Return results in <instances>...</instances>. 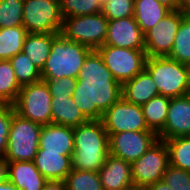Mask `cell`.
<instances>
[{
  "instance_id": "22",
  "label": "cell",
  "mask_w": 190,
  "mask_h": 190,
  "mask_svg": "<svg viewBox=\"0 0 190 190\" xmlns=\"http://www.w3.org/2000/svg\"><path fill=\"white\" fill-rule=\"evenodd\" d=\"M58 35L37 32L27 34L22 51L40 71L44 68L51 51L52 42Z\"/></svg>"
},
{
  "instance_id": "2",
  "label": "cell",
  "mask_w": 190,
  "mask_h": 190,
  "mask_svg": "<svg viewBox=\"0 0 190 190\" xmlns=\"http://www.w3.org/2000/svg\"><path fill=\"white\" fill-rule=\"evenodd\" d=\"M72 169L99 171L109 155V135L101 120H89L73 128Z\"/></svg>"
},
{
  "instance_id": "14",
  "label": "cell",
  "mask_w": 190,
  "mask_h": 190,
  "mask_svg": "<svg viewBox=\"0 0 190 190\" xmlns=\"http://www.w3.org/2000/svg\"><path fill=\"white\" fill-rule=\"evenodd\" d=\"M104 45L145 49L144 33L133 17L109 20Z\"/></svg>"
},
{
  "instance_id": "8",
  "label": "cell",
  "mask_w": 190,
  "mask_h": 190,
  "mask_svg": "<svg viewBox=\"0 0 190 190\" xmlns=\"http://www.w3.org/2000/svg\"><path fill=\"white\" fill-rule=\"evenodd\" d=\"M114 78L123 85L145 69V49L120 48L103 45L97 49Z\"/></svg>"
},
{
  "instance_id": "20",
  "label": "cell",
  "mask_w": 190,
  "mask_h": 190,
  "mask_svg": "<svg viewBox=\"0 0 190 190\" xmlns=\"http://www.w3.org/2000/svg\"><path fill=\"white\" fill-rule=\"evenodd\" d=\"M158 95V89L145 69L122 85V97L136 105L142 106Z\"/></svg>"
},
{
  "instance_id": "33",
  "label": "cell",
  "mask_w": 190,
  "mask_h": 190,
  "mask_svg": "<svg viewBox=\"0 0 190 190\" xmlns=\"http://www.w3.org/2000/svg\"><path fill=\"white\" fill-rule=\"evenodd\" d=\"M135 0H108L102 7V14L108 20L134 16Z\"/></svg>"
},
{
  "instance_id": "19",
  "label": "cell",
  "mask_w": 190,
  "mask_h": 190,
  "mask_svg": "<svg viewBox=\"0 0 190 190\" xmlns=\"http://www.w3.org/2000/svg\"><path fill=\"white\" fill-rule=\"evenodd\" d=\"M35 166L39 172L49 180L64 181L72 171L71 156L60 153L45 152L38 150L34 159Z\"/></svg>"
},
{
  "instance_id": "42",
  "label": "cell",
  "mask_w": 190,
  "mask_h": 190,
  "mask_svg": "<svg viewBox=\"0 0 190 190\" xmlns=\"http://www.w3.org/2000/svg\"><path fill=\"white\" fill-rule=\"evenodd\" d=\"M0 190H20L18 187L14 186L9 180L0 184Z\"/></svg>"
},
{
  "instance_id": "29",
  "label": "cell",
  "mask_w": 190,
  "mask_h": 190,
  "mask_svg": "<svg viewBox=\"0 0 190 190\" xmlns=\"http://www.w3.org/2000/svg\"><path fill=\"white\" fill-rule=\"evenodd\" d=\"M9 61L21 87L42 80L41 71L32 63L23 51L16 54Z\"/></svg>"
},
{
  "instance_id": "17",
  "label": "cell",
  "mask_w": 190,
  "mask_h": 190,
  "mask_svg": "<svg viewBox=\"0 0 190 190\" xmlns=\"http://www.w3.org/2000/svg\"><path fill=\"white\" fill-rule=\"evenodd\" d=\"M103 190H126L133 184L131 163L109 154L99 169Z\"/></svg>"
},
{
  "instance_id": "3",
  "label": "cell",
  "mask_w": 190,
  "mask_h": 190,
  "mask_svg": "<svg viewBox=\"0 0 190 190\" xmlns=\"http://www.w3.org/2000/svg\"><path fill=\"white\" fill-rule=\"evenodd\" d=\"M92 49L66 39L59 34L52 42L51 51L44 68L42 79L70 77L77 79L82 65Z\"/></svg>"
},
{
  "instance_id": "40",
  "label": "cell",
  "mask_w": 190,
  "mask_h": 190,
  "mask_svg": "<svg viewBox=\"0 0 190 190\" xmlns=\"http://www.w3.org/2000/svg\"><path fill=\"white\" fill-rule=\"evenodd\" d=\"M150 190H173L163 180L149 186Z\"/></svg>"
},
{
  "instance_id": "44",
  "label": "cell",
  "mask_w": 190,
  "mask_h": 190,
  "mask_svg": "<svg viewBox=\"0 0 190 190\" xmlns=\"http://www.w3.org/2000/svg\"><path fill=\"white\" fill-rule=\"evenodd\" d=\"M49 1H52V2H55L57 3L58 5H61L63 0H49Z\"/></svg>"
},
{
  "instance_id": "7",
  "label": "cell",
  "mask_w": 190,
  "mask_h": 190,
  "mask_svg": "<svg viewBox=\"0 0 190 190\" xmlns=\"http://www.w3.org/2000/svg\"><path fill=\"white\" fill-rule=\"evenodd\" d=\"M52 96L45 81L22 86L16 102L15 112L42 126L52 123Z\"/></svg>"
},
{
  "instance_id": "24",
  "label": "cell",
  "mask_w": 190,
  "mask_h": 190,
  "mask_svg": "<svg viewBox=\"0 0 190 190\" xmlns=\"http://www.w3.org/2000/svg\"><path fill=\"white\" fill-rule=\"evenodd\" d=\"M170 101V97L158 95L141 106L148 128L156 134L165 126Z\"/></svg>"
},
{
  "instance_id": "5",
  "label": "cell",
  "mask_w": 190,
  "mask_h": 190,
  "mask_svg": "<svg viewBox=\"0 0 190 190\" xmlns=\"http://www.w3.org/2000/svg\"><path fill=\"white\" fill-rule=\"evenodd\" d=\"M42 127L18 115L12 105V121L4 158L8 162L34 161L39 149Z\"/></svg>"
},
{
  "instance_id": "43",
  "label": "cell",
  "mask_w": 190,
  "mask_h": 190,
  "mask_svg": "<svg viewBox=\"0 0 190 190\" xmlns=\"http://www.w3.org/2000/svg\"><path fill=\"white\" fill-rule=\"evenodd\" d=\"M126 190H150L149 186L132 184Z\"/></svg>"
},
{
  "instance_id": "6",
  "label": "cell",
  "mask_w": 190,
  "mask_h": 190,
  "mask_svg": "<svg viewBox=\"0 0 190 190\" xmlns=\"http://www.w3.org/2000/svg\"><path fill=\"white\" fill-rule=\"evenodd\" d=\"M108 21L102 13L66 17L61 34L68 40L97 50L106 41Z\"/></svg>"
},
{
  "instance_id": "26",
  "label": "cell",
  "mask_w": 190,
  "mask_h": 190,
  "mask_svg": "<svg viewBox=\"0 0 190 190\" xmlns=\"http://www.w3.org/2000/svg\"><path fill=\"white\" fill-rule=\"evenodd\" d=\"M19 85L9 60H0V104L13 105L19 95Z\"/></svg>"
},
{
  "instance_id": "9",
  "label": "cell",
  "mask_w": 190,
  "mask_h": 190,
  "mask_svg": "<svg viewBox=\"0 0 190 190\" xmlns=\"http://www.w3.org/2000/svg\"><path fill=\"white\" fill-rule=\"evenodd\" d=\"M23 26L28 33L61 34L60 5L49 0H27L23 5Z\"/></svg>"
},
{
  "instance_id": "37",
  "label": "cell",
  "mask_w": 190,
  "mask_h": 190,
  "mask_svg": "<svg viewBox=\"0 0 190 190\" xmlns=\"http://www.w3.org/2000/svg\"><path fill=\"white\" fill-rule=\"evenodd\" d=\"M42 190H66L65 181L49 180L45 183V186Z\"/></svg>"
},
{
  "instance_id": "1",
  "label": "cell",
  "mask_w": 190,
  "mask_h": 190,
  "mask_svg": "<svg viewBox=\"0 0 190 190\" xmlns=\"http://www.w3.org/2000/svg\"><path fill=\"white\" fill-rule=\"evenodd\" d=\"M122 97V85L106 67L97 50L86 57L77 77L72 98L88 120L103 114Z\"/></svg>"
},
{
  "instance_id": "31",
  "label": "cell",
  "mask_w": 190,
  "mask_h": 190,
  "mask_svg": "<svg viewBox=\"0 0 190 190\" xmlns=\"http://www.w3.org/2000/svg\"><path fill=\"white\" fill-rule=\"evenodd\" d=\"M108 0H63L60 10L63 18L92 15L102 12Z\"/></svg>"
},
{
  "instance_id": "34",
  "label": "cell",
  "mask_w": 190,
  "mask_h": 190,
  "mask_svg": "<svg viewBox=\"0 0 190 190\" xmlns=\"http://www.w3.org/2000/svg\"><path fill=\"white\" fill-rule=\"evenodd\" d=\"M173 190H190V172L169 165L162 179Z\"/></svg>"
},
{
  "instance_id": "38",
  "label": "cell",
  "mask_w": 190,
  "mask_h": 190,
  "mask_svg": "<svg viewBox=\"0 0 190 190\" xmlns=\"http://www.w3.org/2000/svg\"><path fill=\"white\" fill-rule=\"evenodd\" d=\"M8 180V161L0 157V184Z\"/></svg>"
},
{
  "instance_id": "21",
  "label": "cell",
  "mask_w": 190,
  "mask_h": 190,
  "mask_svg": "<svg viewBox=\"0 0 190 190\" xmlns=\"http://www.w3.org/2000/svg\"><path fill=\"white\" fill-rule=\"evenodd\" d=\"M52 123L77 127L89 121L71 97H52Z\"/></svg>"
},
{
  "instance_id": "35",
  "label": "cell",
  "mask_w": 190,
  "mask_h": 190,
  "mask_svg": "<svg viewBox=\"0 0 190 190\" xmlns=\"http://www.w3.org/2000/svg\"><path fill=\"white\" fill-rule=\"evenodd\" d=\"M42 80L46 82L52 97H71L77 84V79L70 77Z\"/></svg>"
},
{
  "instance_id": "36",
  "label": "cell",
  "mask_w": 190,
  "mask_h": 190,
  "mask_svg": "<svg viewBox=\"0 0 190 190\" xmlns=\"http://www.w3.org/2000/svg\"><path fill=\"white\" fill-rule=\"evenodd\" d=\"M11 121L12 105H0V157H4L8 147Z\"/></svg>"
},
{
  "instance_id": "23",
  "label": "cell",
  "mask_w": 190,
  "mask_h": 190,
  "mask_svg": "<svg viewBox=\"0 0 190 190\" xmlns=\"http://www.w3.org/2000/svg\"><path fill=\"white\" fill-rule=\"evenodd\" d=\"M171 10L157 0H135L134 18L143 33L154 27Z\"/></svg>"
},
{
  "instance_id": "13",
  "label": "cell",
  "mask_w": 190,
  "mask_h": 190,
  "mask_svg": "<svg viewBox=\"0 0 190 190\" xmlns=\"http://www.w3.org/2000/svg\"><path fill=\"white\" fill-rule=\"evenodd\" d=\"M109 135V154L133 163L158 140L154 131H123Z\"/></svg>"
},
{
  "instance_id": "30",
  "label": "cell",
  "mask_w": 190,
  "mask_h": 190,
  "mask_svg": "<svg viewBox=\"0 0 190 190\" xmlns=\"http://www.w3.org/2000/svg\"><path fill=\"white\" fill-rule=\"evenodd\" d=\"M64 181L66 190H103L99 171L72 169Z\"/></svg>"
},
{
  "instance_id": "15",
  "label": "cell",
  "mask_w": 190,
  "mask_h": 190,
  "mask_svg": "<svg viewBox=\"0 0 190 190\" xmlns=\"http://www.w3.org/2000/svg\"><path fill=\"white\" fill-rule=\"evenodd\" d=\"M157 135L160 140L190 136V94L171 98L165 126Z\"/></svg>"
},
{
  "instance_id": "27",
  "label": "cell",
  "mask_w": 190,
  "mask_h": 190,
  "mask_svg": "<svg viewBox=\"0 0 190 190\" xmlns=\"http://www.w3.org/2000/svg\"><path fill=\"white\" fill-rule=\"evenodd\" d=\"M169 153V165L190 172V136L164 140Z\"/></svg>"
},
{
  "instance_id": "18",
  "label": "cell",
  "mask_w": 190,
  "mask_h": 190,
  "mask_svg": "<svg viewBox=\"0 0 190 190\" xmlns=\"http://www.w3.org/2000/svg\"><path fill=\"white\" fill-rule=\"evenodd\" d=\"M8 180L20 190H42L48 181L34 161L8 162Z\"/></svg>"
},
{
  "instance_id": "11",
  "label": "cell",
  "mask_w": 190,
  "mask_h": 190,
  "mask_svg": "<svg viewBox=\"0 0 190 190\" xmlns=\"http://www.w3.org/2000/svg\"><path fill=\"white\" fill-rule=\"evenodd\" d=\"M185 16L180 9L171 11L144 33L147 57H166L170 54L179 25Z\"/></svg>"
},
{
  "instance_id": "4",
  "label": "cell",
  "mask_w": 190,
  "mask_h": 190,
  "mask_svg": "<svg viewBox=\"0 0 190 190\" xmlns=\"http://www.w3.org/2000/svg\"><path fill=\"white\" fill-rule=\"evenodd\" d=\"M145 70L151 75L159 95L170 98L190 94V66L169 57H147Z\"/></svg>"
},
{
  "instance_id": "25",
  "label": "cell",
  "mask_w": 190,
  "mask_h": 190,
  "mask_svg": "<svg viewBox=\"0 0 190 190\" xmlns=\"http://www.w3.org/2000/svg\"><path fill=\"white\" fill-rule=\"evenodd\" d=\"M28 32L23 25L0 28V60H10L22 52Z\"/></svg>"
},
{
  "instance_id": "10",
  "label": "cell",
  "mask_w": 190,
  "mask_h": 190,
  "mask_svg": "<svg viewBox=\"0 0 190 190\" xmlns=\"http://www.w3.org/2000/svg\"><path fill=\"white\" fill-rule=\"evenodd\" d=\"M168 166L167 145L164 140L158 139L139 159L131 164L133 184L150 186L162 181Z\"/></svg>"
},
{
  "instance_id": "41",
  "label": "cell",
  "mask_w": 190,
  "mask_h": 190,
  "mask_svg": "<svg viewBox=\"0 0 190 190\" xmlns=\"http://www.w3.org/2000/svg\"><path fill=\"white\" fill-rule=\"evenodd\" d=\"M180 10L190 17V0H181Z\"/></svg>"
},
{
  "instance_id": "28",
  "label": "cell",
  "mask_w": 190,
  "mask_h": 190,
  "mask_svg": "<svg viewBox=\"0 0 190 190\" xmlns=\"http://www.w3.org/2000/svg\"><path fill=\"white\" fill-rule=\"evenodd\" d=\"M190 66V17L185 16L178 28L173 47L167 56Z\"/></svg>"
},
{
  "instance_id": "16",
  "label": "cell",
  "mask_w": 190,
  "mask_h": 190,
  "mask_svg": "<svg viewBox=\"0 0 190 190\" xmlns=\"http://www.w3.org/2000/svg\"><path fill=\"white\" fill-rule=\"evenodd\" d=\"M38 150L72 156L74 152L73 127L53 123L43 126Z\"/></svg>"
},
{
  "instance_id": "39",
  "label": "cell",
  "mask_w": 190,
  "mask_h": 190,
  "mask_svg": "<svg viewBox=\"0 0 190 190\" xmlns=\"http://www.w3.org/2000/svg\"><path fill=\"white\" fill-rule=\"evenodd\" d=\"M162 5L169 8L171 11H176L180 9L181 0H157Z\"/></svg>"
},
{
  "instance_id": "12",
  "label": "cell",
  "mask_w": 190,
  "mask_h": 190,
  "mask_svg": "<svg viewBox=\"0 0 190 190\" xmlns=\"http://www.w3.org/2000/svg\"><path fill=\"white\" fill-rule=\"evenodd\" d=\"M108 134L123 131H152L148 128L140 105L127 102L121 97L101 119Z\"/></svg>"
},
{
  "instance_id": "32",
  "label": "cell",
  "mask_w": 190,
  "mask_h": 190,
  "mask_svg": "<svg viewBox=\"0 0 190 190\" xmlns=\"http://www.w3.org/2000/svg\"><path fill=\"white\" fill-rule=\"evenodd\" d=\"M23 5L21 0H0V28L23 25Z\"/></svg>"
}]
</instances>
